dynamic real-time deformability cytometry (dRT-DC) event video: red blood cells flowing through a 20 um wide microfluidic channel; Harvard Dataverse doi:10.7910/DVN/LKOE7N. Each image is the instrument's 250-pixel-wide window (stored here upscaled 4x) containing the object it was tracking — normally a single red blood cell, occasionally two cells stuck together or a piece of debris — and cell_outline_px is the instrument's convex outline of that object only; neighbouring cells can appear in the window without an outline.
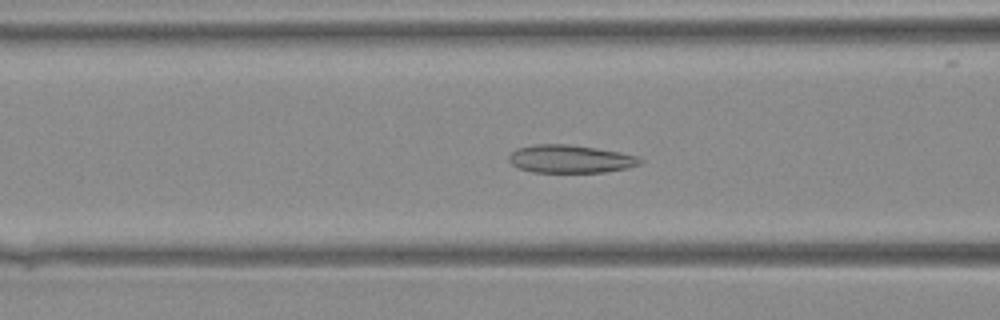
{"species": "Egyptian fruit bat (a non-hibernating species)", "species_latin": "Rousettus aegyptiacus", "temperature_condition": "warm", "stored_images_in_passage": 27, "camera_frame_rate_fps": 3000, "um_per_image_px": 0.085, "animal": {"sex": "female"}, "frame": {"image": 1, "passage_image": 3, "time_ms": 0.667, "image_size_px": [1000, 320], "cell_outline_px": [[644, 160], [640, 164], [628, 168], [604, 172], [532, 172], [520, 168], [512, 164], [508, 160], [508, 156], [516, 148], [532, 144], [568, 144], [596, 148], [620, 152], [636, 156]], "centroid_in_image_um": [48.46, 13.5], "position_along_channel_um": 118.1, "area_um2": 21.44}}
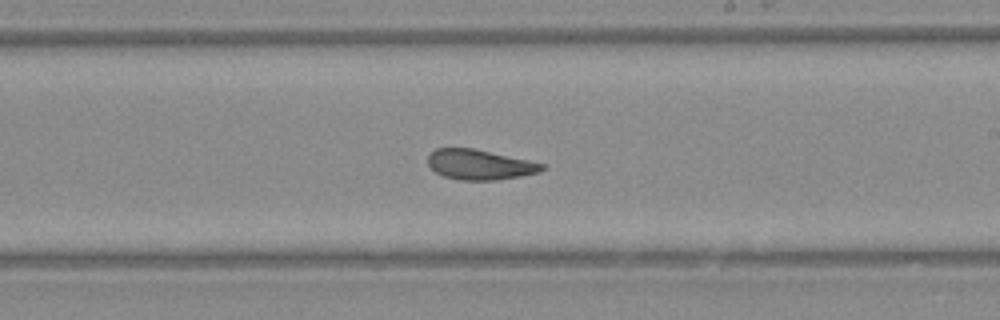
{"frame": {"image": 2, "passage_image": 11, "time_ms": 3.333, "image_size_px": [1000, 320], "cell_outline_px": [[544, 168], [540, 172], [520, 176], [496, 180], [460, 180], [444, 176], [436, 172], [428, 164], [428, 156], [436, 148], [472, 148], [528, 160], [544, 164]], "centroid_in_image_um": [40.76, 13.99], "position_along_channel_um": 248.2, "area_um2": 19.77}}
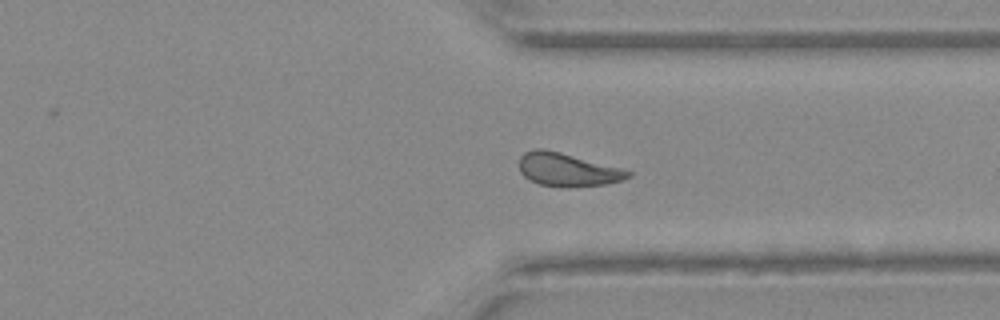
{"frame": {"image": 3, "passage_image": 18, "time_ms": 5.667, "image_size_px": [1000, 320], "cell_outline_px": [[632, 176], [620, 180], [604, 184], [540, 184], [524, 176], [520, 172], [520, 156], [524, 152], [532, 148], [544, 148], [560, 152], [620, 168], [632, 172]], "centroid_in_image_um": [48.19, 14.35], "position_along_channel_um": 363.2, "area_um2": 20.0}}